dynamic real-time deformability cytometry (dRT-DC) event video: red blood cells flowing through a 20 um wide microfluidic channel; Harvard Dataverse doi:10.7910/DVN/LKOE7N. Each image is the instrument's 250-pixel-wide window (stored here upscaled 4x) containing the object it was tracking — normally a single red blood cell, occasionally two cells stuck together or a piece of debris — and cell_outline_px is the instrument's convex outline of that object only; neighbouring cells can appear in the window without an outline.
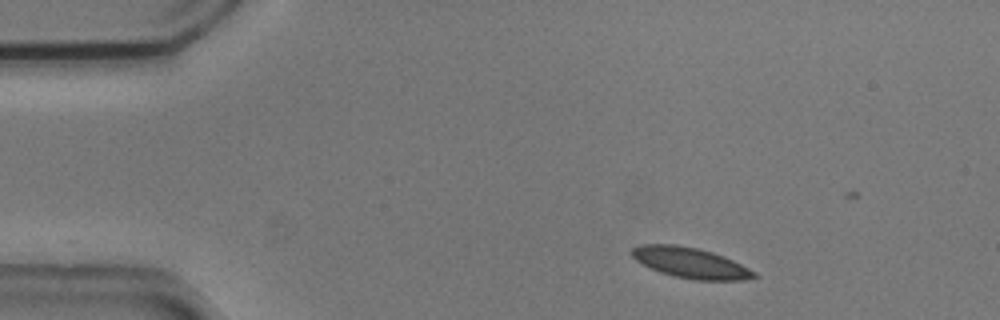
{"species": "common noctule bat (a hibernating species)", "species_latin": "Nyctalus noctula", "temperature_condition": "cold", "stored_images_in_passage": 11, "camera_frame_rate_fps": 3000, "um_per_image_px": 0.085, "animal": {"sex": "male", "body_mass_g": 20.5, "forearm_length_mm": 52.5}, "frame": {"image": 1, "passage_image": 1, "time_ms": 0.0, "image_size_px": [1000, 320], "cell_outline_px": [[760, 276], [740, 280], [696, 280], [676, 276], [660, 272], [636, 260], [632, 256], [632, 248], [640, 244], [676, 244], [696, 248], [712, 252], [724, 256], [756, 272]], "centroid_in_image_um": [58.7, 22.33], "position_along_channel_um": 26.3, "area_um2": 21.5}}
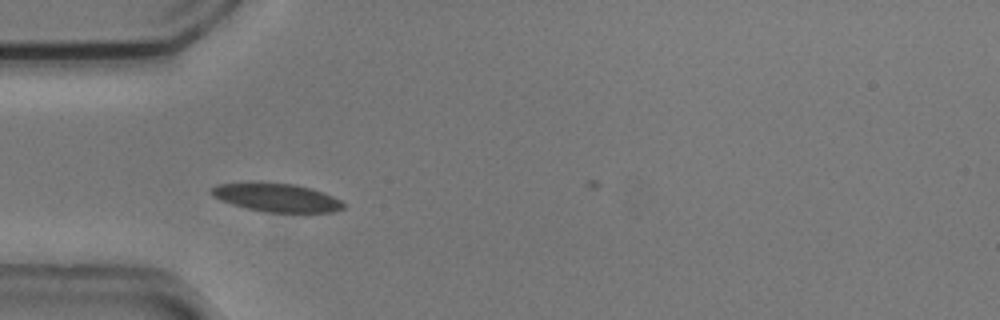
{"frame": {"image": 2, "passage_image": 9, "time_ms": 2.667, "image_size_px": [1000, 320], "cell_outline_px": [[344, 208], [332, 212], [264, 212], [232, 204], [220, 200], [212, 196], [208, 192], [208, 188], [216, 184], [292, 184], [308, 188], [332, 196], [340, 200], [344, 204]], "centroid_in_image_um": [23.46, 16.82], "position_along_channel_um": 61.5, "area_um2": 21.15}}